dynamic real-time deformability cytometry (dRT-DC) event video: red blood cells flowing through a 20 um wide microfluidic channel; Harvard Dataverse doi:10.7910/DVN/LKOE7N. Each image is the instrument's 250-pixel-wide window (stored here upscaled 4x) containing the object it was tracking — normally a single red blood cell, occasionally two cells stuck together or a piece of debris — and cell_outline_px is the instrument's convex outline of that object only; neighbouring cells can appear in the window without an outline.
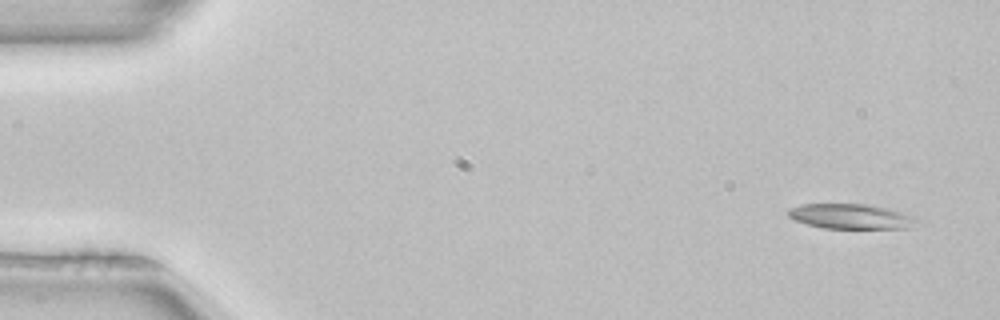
{"species": "common noctule bat (a hibernating species)", "species_latin": "Nyctalus noctula", "temperature_condition": "room temperature", "stored_images_in_passage": 3, "camera_frame_rate_fps": 3000, "um_per_image_px": 0.085, "animal": {"sex": "female", "body_mass_g": 22.7, "forearm_length_mm": 54.2}, "frame": {"image": 1, "passage_image": 1, "time_ms": 0.0, "image_size_px": [1000, 320], "cell_outline_px": [[924, 224], [908, 228], [824, 228], [808, 224], [796, 220], [788, 216], [788, 208], [800, 204], [864, 204], [888, 208], [904, 212], [916, 216], [924, 220]], "centroid_in_image_um": [72.48, 18.4], "position_along_channel_um": 12.5, "area_um2": 19.13}}